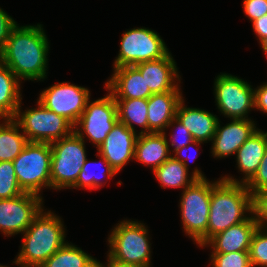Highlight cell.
Wrapping results in <instances>:
<instances>
[{
  "label": "cell",
  "mask_w": 267,
  "mask_h": 267,
  "mask_svg": "<svg viewBox=\"0 0 267 267\" xmlns=\"http://www.w3.org/2000/svg\"><path fill=\"white\" fill-rule=\"evenodd\" d=\"M49 42L42 25L19 27L10 32L0 60L20 79L46 77Z\"/></svg>",
  "instance_id": "obj_1"
},
{
  "label": "cell",
  "mask_w": 267,
  "mask_h": 267,
  "mask_svg": "<svg viewBox=\"0 0 267 267\" xmlns=\"http://www.w3.org/2000/svg\"><path fill=\"white\" fill-rule=\"evenodd\" d=\"M252 213V194L246 185L233 177H223L213 183L207 225V242L216 234L244 222Z\"/></svg>",
  "instance_id": "obj_2"
},
{
  "label": "cell",
  "mask_w": 267,
  "mask_h": 267,
  "mask_svg": "<svg viewBox=\"0 0 267 267\" xmlns=\"http://www.w3.org/2000/svg\"><path fill=\"white\" fill-rule=\"evenodd\" d=\"M23 234L22 248L14 261L20 267H40L66 244L61 219L43 209Z\"/></svg>",
  "instance_id": "obj_3"
},
{
  "label": "cell",
  "mask_w": 267,
  "mask_h": 267,
  "mask_svg": "<svg viewBox=\"0 0 267 267\" xmlns=\"http://www.w3.org/2000/svg\"><path fill=\"white\" fill-rule=\"evenodd\" d=\"M83 134V131H73L70 135L50 143L52 150L51 188L61 189L75 185L87 159Z\"/></svg>",
  "instance_id": "obj_4"
},
{
  "label": "cell",
  "mask_w": 267,
  "mask_h": 267,
  "mask_svg": "<svg viewBox=\"0 0 267 267\" xmlns=\"http://www.w3.org/2000/svg\"><path fill=\"white\" fill-rule=\"evenodd\" d=\"M51 159L50 143H27L23 151L12 161L23 192L39 196L41 188L51 187Z\"/></svg>",
  "instance_id": "obj_5"
},
{
  "label": "cell",
  "mask_w": 267,
  "mask_h": 267,
  "mask_svg": "<svg viewBox=\"0 0 267 267\" xmlns=\"http://www.w3.org/2000/svg\"><path fill=\"white\" fill-rule=\"evenodd\" d=\"M148 230L136 221H123L116 225L108 238V257L120 263L150 267Z\"/></svg>",
  "instance_id": "obj_6"
},
{
  "label": "cell",
  "mask_w": 267,
  "mask_h": 267,
  "mask_svg": "<svg viewBox=\"0 0 267 267\" xmlns=\"http://www.w3.org/2000/svg\"><path fill=\"white\" fill-rule=\"evenodd\" d=\"M213 183L207 179H197L183 190L180 211L184 231L200 247L207 243V225L210 212V199Z\"/></svg>",
  "instance_id": "obj_7"
},
{
  "label": "cell",
  "mask_w": 267,
  "mask_h": 267,
  "mask_svg": "<svg viewBox=\"0 0 267 267\" xmlns=\"http://www.w3.org/2000/svg\"><path fill=\"white\" fill-rule=\"evenodd\" d=\"M37 103L38 108L27 109L23 113L19 106L13 118L29 142L52 143L74 131V125L64 116L50 111L39 101Z\"/></svg>",
  "instance_id": "obj_8"
},
{
  "label": "cell",
  "mask_w": 267,
  "mask_h": 267,
  "mask_svg": "<svg viewBox=\"0 0 267 267\" xmlns=\"http://www.w3.org/2000/svg\"><path fill=\"white\" fill-rule=\"evenodd\" d=\"M119 51L114 68L160 59L169 53L163 39L147 28H134L123 33Z\"/></svg>",
  "instance_id": "obj_9"
},
{
  "label": "cell",
  "mask_w": 267,
  "mask_h": 267,
  "mask_svg": "<svg viewBox=\"0 0 267 267\" xmlns=\"http://www.w3.org/2000/svg\"><path fill=\"white\" fill-rule=\"evenodd\" d=\"M215 99L221 113L231 119H248L245 115L255 108L254 89L237 76L223 73L215 80Z\"/></svg>",
  "instance_id": "obj_10"
},
{
  "label": "cell",
  "mask_w": 267,
  "mask_h": 267,
  "mask_svg": "<svg viewBox=\"0 0 267 267\" xmlns=\"http://www.w3.org/2000/svg\"><path fill=\"white\" fill-rule=\"evenodd\" d=\"M89 102L88 100L82 115L75 124L74 131L81 132L83 130L98 148L119 121L117 104L110 93L104 98ZM79 125H81V129L77 127Z\"/></svg>",
  "instance_id": "obj_11"
},
{
  "label": "cell",
  "mask_w": 267,
  "mask_h": 267,
  "mask_svg": "<svg viewBox=\"0 0 267 267\" xmlns=\"http://www.w3.org/2000/svg\"><path fill=\"white\" fill-rule=\"evenodd\" d=\"M89 95L87 88L63 82L45 89L38 101L75 126L90 99Z\"/></svg>",
  "instance_id": "obj_12"
},
{
  "label": "cell",
  "mask_w": 267,
  "mask_h": 267,
  "mask_svg": "<svg viewBox=\"0 0 267 267\" xmlns=\"http://www.w3.org/2000/svg\"><path fill=\"white\" fill-rule=\"evenodd\" d=\"M42 197L24 192L11 199H0V230L10 236L25 232L43 209Z\"/></svg>",
  "instance_id": "obj_13"
},
{
  "label": "cell",
  "mask_w": 267,
  "mask_h": 267,
  "mask_svg": "<svg viewBox=\"0 0 267 267\" xmlns=\"http://www.w3.org/2000/svg\"><path fill=\"white\" fill-rule=\"evenodd\" d=\"M137 137L136 131L118 121L98 147V153L118 173L130 159L134 158Z\"/></svg>",
  "instance_id": "obj_14"
},
{
  "label": "cell",
  "mask_w": 267,
  "mask_h": 267,
  "mask_svg": "<svg viewBox=\"0 0 267 267\" xmlns=\"http://www.w3.org/2000/svg\"><path fill=\"white\" fill-rule=\"evenodd\" d=\"M255 123L250 119H232L224 127L218 121L216 133L212 138L214 157H228L237 153L242 144L256 131Z\"/></svg>",
  "instance_id": "obj_15"
},
{
  "label": "cell",
  "mask_w": 267,
  "mask_h": 267,
  "mask_svg": "<svg viewBox=\"0 0 267 267\" xmlns=\"http://www.w3.org/2000/svg\"><path fill=\"white\" fill-rule=\"evenodd\" d=\"M175 63L171 54L168 53L163 58L141 62L134 66L141 72L150 91L157 94L180 90L179 85L173 83L175 78L180 81Z\"/></svg>",
  "instance_id": "obj_16"
},
{
  "label": "cell",
  "mask_w": 267,
  "mask_h": 267,
  "mask_svg": "<svg viewBox=\"0 0 267 267\" xmlns=\"http://www.w3.org/2000/svg\"><path fill=\"white\" fill-rule=\"evenodd\" d=\"M112 75L105 87L114 99H148L153 94L135 66L114 68Z\"/></svg>",
  "instance_id": "obj_17"
},
{
  "label": "cell",
  "mask_w": 267,
  "mask_h": 267,
  "mask_svg": "<svg viewBox=\"0 0 267 267\" xmlns=\"http://www.w3.org/2000/svg\"><path fill=\"white\" fill-rule=\"evenodd\" d=\"M259 224L251 216L213 236L204 246H212V253L249 252L250 243Z\"/></svg>",
  "instance_id": "obj_18"
},
{
  "label": "cell",
  "mask_w": 267,
  "mask_h": 267,
  "mask_svg": "<svg viewBox=\"0 0 267 267\" xmlns=\"http://www.w3.org/2000/svg\"><path fill=\"white\" fill-rule=\"evenodd\" d=\"M182 97L180 91H168L152 94L148 98V133H164V129L175 118Z\"/></svg>",
  "instance_id": "obj_19"
},
{
  "label": "cell",
  "mask_w": 267,
  "mask_h": 267,
  "mask_svg": "<svg viewBox=\"0 0 267 267\" xmlns=\"http://www.w3.org/2000/svg\"><path fill=\"white\" fill-rule=\"evenodd\" d=\"M183 105L184 100L182 99L178 104L175 118L191 133L194 141H212L216 133L218 118L208 111L199 108H187Z\"/></svg>",
  "instance_id": "obj_20"
},
{
  "label": "cell",
  "mask_w": 267,
  "mask_h": 267,
  "mask_svg": "<svg viewBox=\"0 0 267 267\" xmlns=\"http://www.w3.org/2000/svg\"><path fill=\"white\" fill-rule=\"evenodd\" d=\"M169 150L165 132L138 134L133 159L151 166L154 171L171 157Z\"/></svg>",
  "instance_id": "obj_21"
},
{
  "label": "cell",
  "mask_w": 267,
  "mask_h": 267,
  "mask_svg": "<svg viewBox=\"0 0 267 267\" xmlns=\"http://www.w3.org/2000/svg\"><path fill=\"white\" fill-rule=\"evenodd\" d=\"M267 146V132L256 130L237 150V165L245 178L241 183L246 184L256 173Z\"/></svg>",
  "instance_id": "obj_22"
},
{
  "label": "cell",
  "mask_w": 267,
  "mask_h": 267,
  "mask_svg": "<svg viewBox=\"0 0 267 267\" xmlns=\"http://www.w3.org/2000/svg\"><path fill=\"white\" fill-rule=\"evenodd\" d=\"M154 175L160 182L161 187L183 188L186 189L197 179H206L205 176L195 169L192 176L188 178V169L185 165L171 156L161 166L154 170Z\"/></svg>",
  "instance_id": "obj_23"
},
{
  "label": "cell",
  "mask_w": 267,
  "mask_h": 267,
  "mask_svg": "<svg viewBox=\"0 0 267 267\" xmlns=\"http://www.w3.org/2000/svg\"><path fill=\"white\" fill-rule=\"evenodd\" d=\"M16 75L0 60V118H14L21 103Z\"/></svg>",
  "instance_id": "obj_24"
},
{
  "label": "cell",
  "mask_w": 267,
  "mask_h": 267,
  "mask_svg": "<svg viewBox=\"0 0 267 267\" xmlns=\"http://www.w3.org/2000/svg\"><path fill=\"white\" fill-rule=\"evenodd\" d=\"M0 124V161H13L29 142L13 118H5Z\"/></svg>",
  "instance_id": "obj_25"
},
{
  "label": "cell",
  "mask_w": 267,
  "mask_h": 267,
  "mask_svg": "<svg viewBox=\"0 0 267 267\" xmlns=\"http://www.w3.org/2000/svg\"><path fill=\"white\" fill-rule=\"evenodd\" d=\"M119 122L135 131L133 123L140 125L143 129L139 134L148 133V99H115Z\"/></svg>",
  "instance_id": "obj_26"
},
{
  "label": "cell",
  "mask_w": 267,
  "mask_h": 267,
  "mask_svg": "<svg viewBox=\"0 0 267 267\" xmlns=\"http://www.w3.org/2000/svg\"><path fill=\"white\" fill-rule=\"evenodd\" d=\"M95 259L68 242L40 267H88Z\"/></svg>",
  "instance_id": "obj_27"
},
{
  "label": "cell",
  "mask_w": 267,
  "mask_h": 267,
  "mask_svg": "<svg viewBox=\"0 0 267 267\" xmlns=\"http://www.w3.org/2000/svg\"><path fill=\"white\" fill-rule=\"evenodd\" d=\"M101 160L103 161V164L105 165V170H102L99 174L102 176L106 175V177H110L112 178V176H114L117 172L116 170H114L111 165L105 160L104 157L100 156ZM94 164L92 163H89L88 160L86 159L85 163L83 164L82 166V170L80 171L79 175H78V178H77V181L75 183V185L72 187V188H80V187H83V188H88V189H98L100 187H102V183L101 182V178L102 177H99L98 174L96 175V173L94 172H90L89 169V166L90 165H95V167H97L99 169V166L97 165L98 163L97 162H93ZM91 167V166H90ZM93 167V166H92ZM89 168V169H88ZM96 168V169H97ZM97 169V170H98Z\"/></svg>",
  "instance_id": "obj_28"
},
{
  "label": "cell",
  "mask_w": 267,
  "mask_h": 267,
  "mask_svg": "<svg viewBox=\"0 0 267 267\" xmlns=\"http://www.w3.org/2000/svg\"><path fill=\"white\" fill-rule=\"evenodd\" d=\"M24 193L16 178L13 163L0 161V199H11Z\"/></svg>",
  "instance_id": "obj_29"
},
{
  "label": "cell",
  "mask_w": 267,
  "mask_h": 267,
  "mask_svg": "<svg viewBox=\"0 0 267 267\" xmlns=\"http://www.w3.org/2000/svg\"><path fill=\"white\" fill-rule=\"evenodd\" d=\"M249 257L252 267H267V228L264 230L263 227H258L255 231L250 243Z\"/></svg>",
  "instance_id": "obj_30"
},
{
  "label": "cell",
  "mask_w": 267,
  "mask_h": 267,
  "mask_svg": "<svg viewBox=\"0 0 267 267\" xmlns=\"http://www.w3.org/2000/svg\"><path fill=\"white\" fill-rule=\"evenodd\" d=\"M213 267H252L249 252L212 253Z\"/></svg>",
  "instance_id": "obj_31"
},
{
  "label": "cell",
  "mask_w": 267,
  "mask_h": 267,
  "mask_svg": "<svg viewBox=\"0 0 267 267\" xmlns=\"http://www.w3.org/2000/svg\"><path fill=\"white\" fill-rule=\"evenodd\" d=\"M252 214L259 227L267 228V189L252 195Z\"/></svg>",
  "instance_id": "obj_32"
},
{
  "label": "cell",
  "mask_w": 267,
  "mask_h": 267,
  "mask_svg": "<svg viewBox=\"0 0 267 267\" xmlns=\"http://www.w3.org/2000/svg\"><path fill=\"white\" fill-rule=\"evenodd\" d=\"M245 185L252 195L260 190L267 189V146L256 173Z\"/></svg>",
  "instance_id": "obj_33"
},
{
  "label": "cell",
  "mask_w": 267,
  "mask_h": 267,
  "mask_svg": "<svg viewBox=\"0 0 267 267\" xmlns=\"http://www.w3.org/2000/svg\"><path fill=\"white\" fill-rule=\"evenodd\" d=\"M243 7L251 22L267 14V0H244Z\"/></svg>",
  "instance_id": "obj_34"
},
{
  "label": "cell",
  "mask_w": 267,
  "mask_h": 267,
  "mask_svg": "<svg viewBox=\"0 0 267 267\" xmlns=\"http://www.w3.org/2000/svg\"><path fill=\"white\" fill-rule=\"evenodd\" d=\"M17 25L14 19L11 18L3 9L0 8V54L5 48L6 41L11 30Z\"/></svg>",
  "instance_id": "obj_35"
},
{
  "label": "cell",
  "mask_w": 267,
  "mask_h": 267,
  "mask_svg": "<svg viewBox=\"0 0 267 267\" xmlns=\"http://www.w3.org/2000/svg\"><path fill=\"white\" fill-rule=\"evenodd\" d=\"M174 122L177 124L175 127L177 128V131H179L178 132L179 136H182L183 137V139L181 141H179L177 139L178 136H174L175 134H172L171 135V138H172V140L170 139L171 146H174V151H175V150H178L180 148H183L184 146L192 143L194 140H193V138L191 136V133L185 128V126L177 118H174L170 122V124L168 125V127H170L171 125H173Z\"/></svg>",
  "instance_id": "obj_36"
},
{
  "label": "cell",
  "mask_w": 267,
  "mask_h": 267,
  "mask_svg": "<svg viewBox=\"0 0 267 267\" xmlns=\"http://www.w3.org/2000/svg\"><path fill=\"white\" fill-rule=\"evenodd\" d=\"M255 108L267 113V83L254 90Z\"/></svg>",
  "instance_id": "obj_37"
},
{
  "label": "cell",
  "mask_w": 267,
  "mask_h": 267,
  "mask_svg": "<svg viewBox=\"0 0 267 267\" xmlns=\"http://www.w3.org/2000/svg\"><path fill=\"white\" fill-rule=\"evenodd\" d=\"M252 23L253 30L256 32V35L259 37V41L261 42L267 37V14L256 19Z\"/></svg>",
  "instance_id": "obj_38"
},
{
  "label": "cell",
  "mask_w": 267,
  "mask_h": 267,
  "mask_svg": "<svg viewBox=\"0 0 267 267\" xmlns=\"http://www.w3.org/2000/svg\"><path fill=\"white\" fill-rule=\"evenodd\" d=\"M202 142H200V141H193L192 143H190V144H188V145H186V146H184L183 148H180V149H178V150H175V155L173 156L175 159H177V160H179V161H181L184 165H185V167L188 169V165H187V162L185 161V159H183L184 158V151L185 150H187L188 151V149H189V147L190 146H192V144H193V146L195 145H199V144H201ZM188 148V149H187ZM186 151V152H187ZM183 153V154H182ZM180 154L182 155V156H180ZM178 155V156H177ZM180 157V158H179ZM183 157V158H182Z\"/></svg>",
  "instance_id": "obj_39"
},
{
  "label": "cell",
  "mask_w": 267,
  "mask_h": 267,
  "mask_svg": "<svg viewBox=\"0 0 267 267\" xmlns=\"http://www.w3.org/2000/svg\"><path fill=\"white\" fill-rule=\"evenodd\" d=\"M101 267H140V266L120 263V262H118L116 260H113V259L108 257V264L106 266H104L101 263Z\"/></svg>",
  "instance_id": "obj_40"
},
{
  "label": "cell",
  "mask_w": 267,
  "mask_h": 267,
  "mask_svg": "<svg viewBox=\"0 0 267 267\" xmlns=\"http://www.w3.org/2000/svg\"><path fill=\"white\" fill-rule=\"evenodd\" d=\"M260 43H261L263 51L267 54V37L263 39Z\"/></svg>",
  "instance_id": "obj_41"
},
{
  "label": "cell",
  "mask_w": 267,
  "mask_h": 267,
  "mask_svg": "<svg viewBox=\"0 0 267 267\" xmlns=\"http://www.w3.org/2000/svg\"><path fill=\"white\" fill-rule=\"evenodd\" d=\"M88 267H101V263L95 259Z\"/></svg>",
  "instance_id": "obj_42"
}]
</instances>
